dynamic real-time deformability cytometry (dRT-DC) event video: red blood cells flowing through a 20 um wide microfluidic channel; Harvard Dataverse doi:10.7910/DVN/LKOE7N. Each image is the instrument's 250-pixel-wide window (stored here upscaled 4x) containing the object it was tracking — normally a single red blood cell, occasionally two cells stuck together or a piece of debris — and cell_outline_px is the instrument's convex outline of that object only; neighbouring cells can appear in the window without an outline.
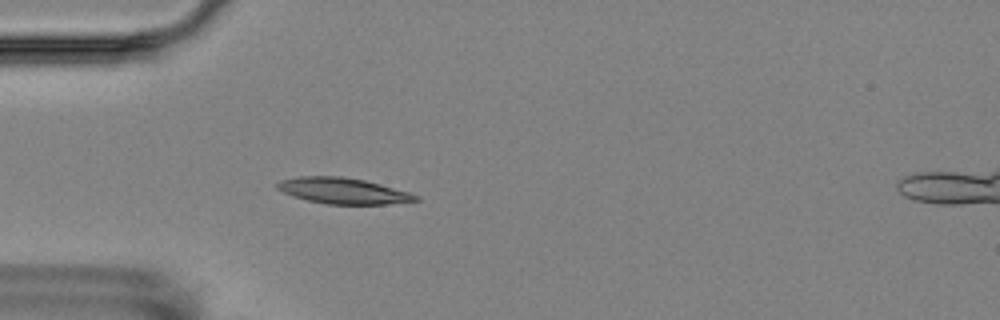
{"species": "Egyptian fruit bat (a non-hibernating species)", "species_latin": "Rousettus aegyptiacus", "temperature_condition": "room temperature", "stored_images_in_passage": 3, "camera_frame_rate_fps": 3000, "um_per_image_px": 0.085, "animal": {"sex": "female"}, "frame": {"image": 1, "passage_image": 3, "time_ms": 2.333, "image_size_px": [1000, 320], "cell_outline_px": [[420, 200], [388, 204], [328, 204], [308, 200], [292, 196], [276, 188], [276, 184], [280, 180], [300, 176], [340, 176], [364, 180], [412, 192], [420, 196]], "centroid_in_image_um": [29.2, 16.22], "position_along_channel_um": 55.8, "area_um2": 20.98}}